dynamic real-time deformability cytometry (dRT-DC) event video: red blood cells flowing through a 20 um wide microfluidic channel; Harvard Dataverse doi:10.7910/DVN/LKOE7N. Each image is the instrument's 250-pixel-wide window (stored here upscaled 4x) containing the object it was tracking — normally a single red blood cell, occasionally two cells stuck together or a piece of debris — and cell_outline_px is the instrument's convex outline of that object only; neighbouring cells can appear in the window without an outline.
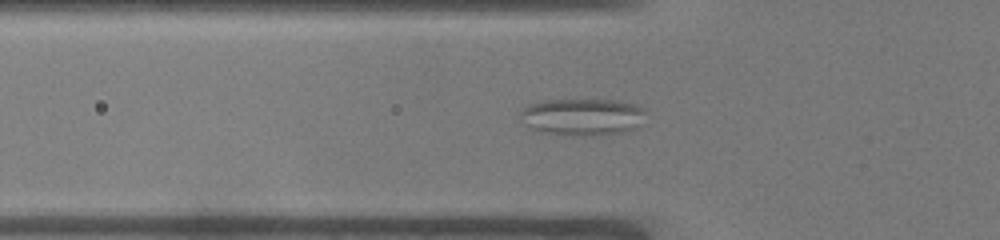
{"species": "common noctule bat (a hibernating species)", "species_latin": "Nyctalus noctula", "temperature_condition": "warm", "stored_images_in_passage": 39, "camera_frame_rate_fps": 3000, "um_per_image_px": 0.085, "animal": {"sex": "male", "body_mass_g": 19.0, "forearm_length_mm": 50.8}, "frame": {"image": 1, "passage_image": 11, "time_ms": 3.333, "image_size_px": [1000, 240], "cell_outline_px": [[644, 124], [636, 128], [624, 132], [592, 136], [572, 136], [536, 132], [524, 124], [520, 116], [520, 112], [528, 104], [544, 100], [616, 100], [640, 104], [644, 108]], "centroid_in_image_um": [49.53, 9.95], "position_along_channel_um": 76.3, "area_um2": 27.8}}
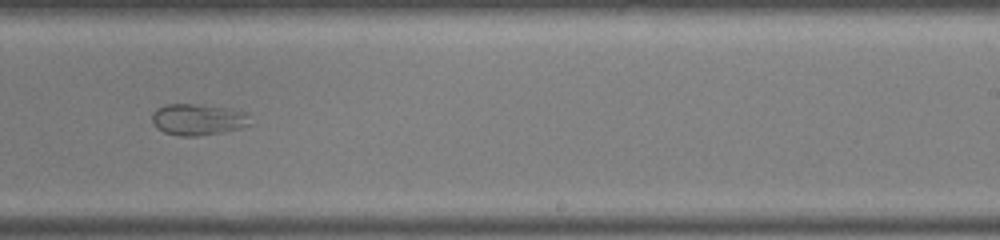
{"frame": {"image": 2, "passage_image": 26, "time_ms": 8.333, "image_size_px": [1000, 240], "cell_outline_px": [[252, 124], [240, 128], [220, 132], [196, 136], [180, 136], [164, 132], [156, 128], [152, 124], [152, 112], [156, 108], [164, 104], [200, 104], [232, 108], [244, 112], [248, 116]], "centroid_in_image_um": [16.79, 10.14], "position_along_channel_um": 272.2, "area_um2": 18.15}}
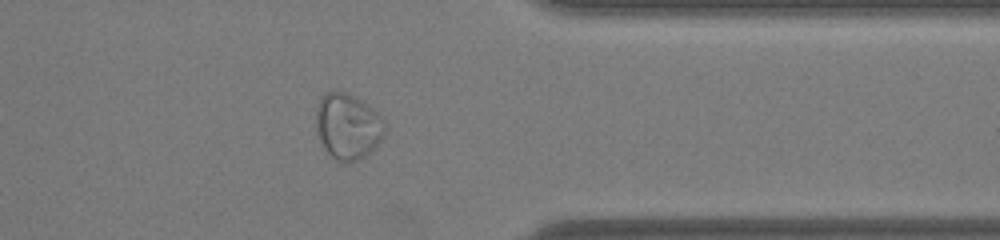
{"frame": {"image": 3, "passage_image": 35, "time_ms": 11.333, "image_size_px": [1000, 240], "cell_outline_px": [[384, 136], [364, 156], [348, 164], [336, 160], [324, 148], [316, 132], [316, 108], [320, 100], [328, 92], [344, 92], [352, 96], [372, 108], [384, 120]], "centroid_in_image_um": [29.53, 10.76], "position_along_channel_um": 381.9, "area_um2": 25.84}}